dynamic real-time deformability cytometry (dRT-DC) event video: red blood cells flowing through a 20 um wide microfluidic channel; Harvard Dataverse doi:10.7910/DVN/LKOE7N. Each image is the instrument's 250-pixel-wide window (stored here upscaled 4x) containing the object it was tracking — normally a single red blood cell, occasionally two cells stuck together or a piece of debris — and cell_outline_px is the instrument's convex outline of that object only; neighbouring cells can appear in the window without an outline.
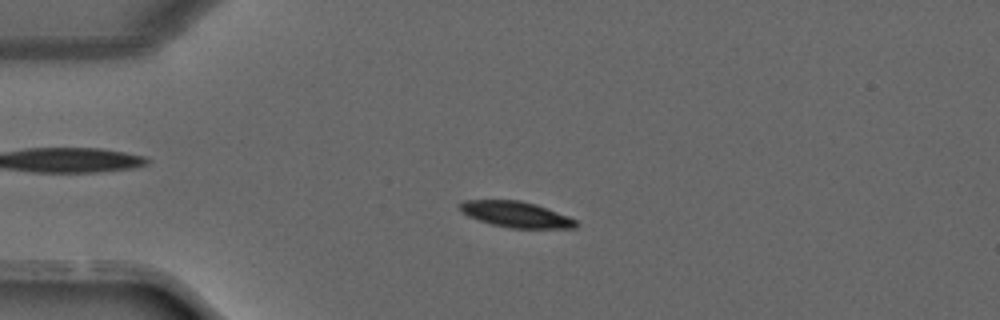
{"species": "common noctule bat (a hibernating species)", "species_latin": "Nyctalus noctula", "temperature_condition": "warm", "stored_images_in_passage": 21, "camera_frame_rate_fps": 3000, "um_per_image_px": 0.085, "animal": {"sex": "male", "forearm_length_mm": 52.5}, "frame": {"image": 1, "passage_image": 2, "time_ms": 0.333, "image_size_px": [1000, 320], "cell_outline_px": [[580, 224], [576, 228], [512, 228], [492, 224], [468, 216], [456, 204], [464, 200], [520, 200], [536, 204], [568, 216], [576, 220]], "centroid_in_image_um": [43.88, 18.22], "position_along_channel_um": 41.1, "area_um2": 17.46}}
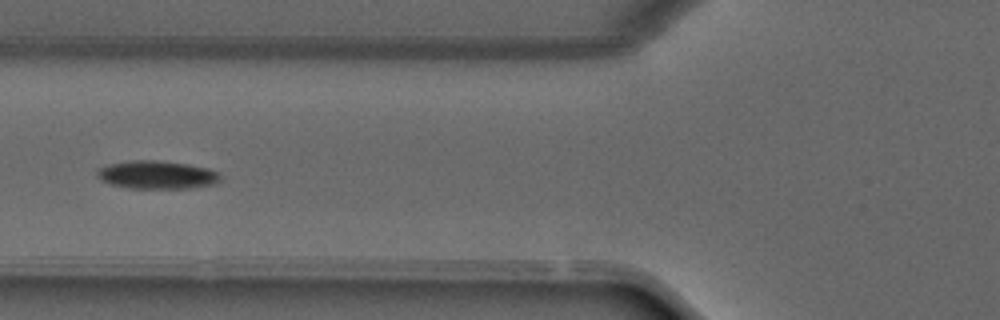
{"frame": {"image": 2, "passage_image": 8, "time_ms": 2.333, "image_size_px": [1000, 320], "cell_outline_px": [[220, 180], [212, 184], [188, 188], [132, 188], [112, 184], [96, 176], [96, 172], [100, 168], [112, 164], [136, 160], [156, 160], [188, 164], [208, 168], [216, 172], [220, 176]], "centroid_in_image_um": [13.36, 14.86], "position_along_channel_um": 112.4, "area_um2": 19.71}}
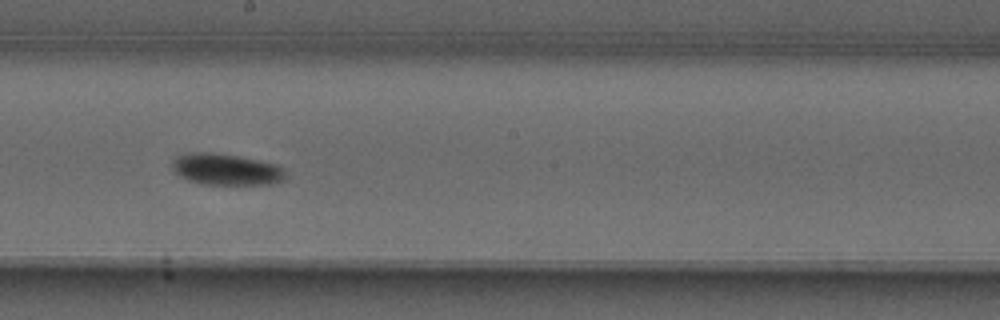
{"frame": {"image": 3, "passage_image": 15, "time_ms": 4.667, "image_size_px": [1000, 320], "cell_outline_px": [[284, 180], [268, 184], [200, 184], [188, 180], [180, 176], [176, 172], [172, 164], [176, 156], [192, 152], [204, 152], [236, 156], [276, 164], [284, 172]], "centroid_in_image_um": [19.18, 14.41], "position_along_channel_um": 229.0, "area_um2": 20.23}}